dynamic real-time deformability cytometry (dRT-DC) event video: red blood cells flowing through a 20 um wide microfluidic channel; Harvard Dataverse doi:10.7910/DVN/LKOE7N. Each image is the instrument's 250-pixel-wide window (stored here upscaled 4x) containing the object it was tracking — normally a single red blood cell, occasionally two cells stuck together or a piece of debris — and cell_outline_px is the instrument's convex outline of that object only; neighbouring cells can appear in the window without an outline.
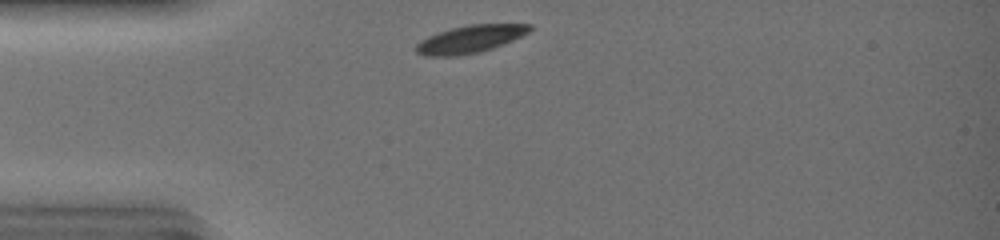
{"species": "common noctule bat (a hibernating species)", "species_latin": "Nyctalus noctula", "temperature_condition": "warm", "stored_images_in_passage": 19, "camera_frame_rate_fps": 3000, "um_per_image_px": 0.085, "animal": {"sex": "female", "body_mass_g": 19.0, "forearm_length_mm": 51.5}, "frame": {"image": 1, "passage_image": 1, "time_ms": 0.0, "image_size_px": [1000, 240], "cell_outline_px": [[532, 28], [528, 32], [512, 40], [492, 48], [476, 52], [456, 56], [424, 56], [416, 52], [416, 44], [420, 40], [428, 36], [452, 28], [468, 24], [532, 24]], "centroid_in_image_um": [39.93, 3.32], "position_along_channel_um": 45.1, "area_um2": 17.98}}
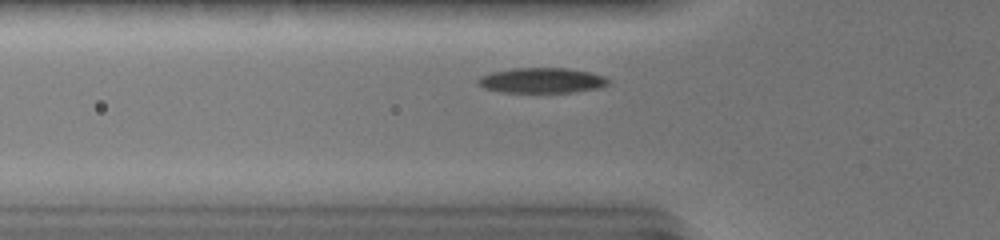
{"frame": {"image": 2, "passage_image": 5, "time_ms": 1.333, "image_size_px": [1000, 240], "cell_outline_px": [[608, 84], [600, 88], [572, 92], [500, 92], [484, 88], [476, 84], [476, 80], [480, 76], [492, 72], [516, 68], [568, 68], [588, 72], [604, 76], [608, 80]], "centroid_in_image_um": [46.01, 6.84], "position_along_channel_um": 79.8, "area_um2": 19.13}}
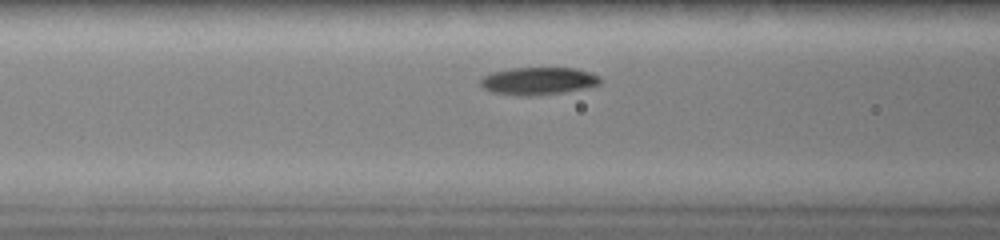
{"frame": {"image": 3, "passage_image": 8, "time_ms": 2.333, "image_size_px": [1000, 240], "cell_outline_px": [[600, 84], [588, 88], [564, 92], [528, 96], [516, 96], [492, 92], [484, 88], [480, 84], [480, 80], [484, 76], [492, 72], [512, 68], [576, 68], [600, 76]], "centroid_in_image_um": [45.76, 6.89], "position_along_channel_um": 120.8, "area_um2": 19.25}}